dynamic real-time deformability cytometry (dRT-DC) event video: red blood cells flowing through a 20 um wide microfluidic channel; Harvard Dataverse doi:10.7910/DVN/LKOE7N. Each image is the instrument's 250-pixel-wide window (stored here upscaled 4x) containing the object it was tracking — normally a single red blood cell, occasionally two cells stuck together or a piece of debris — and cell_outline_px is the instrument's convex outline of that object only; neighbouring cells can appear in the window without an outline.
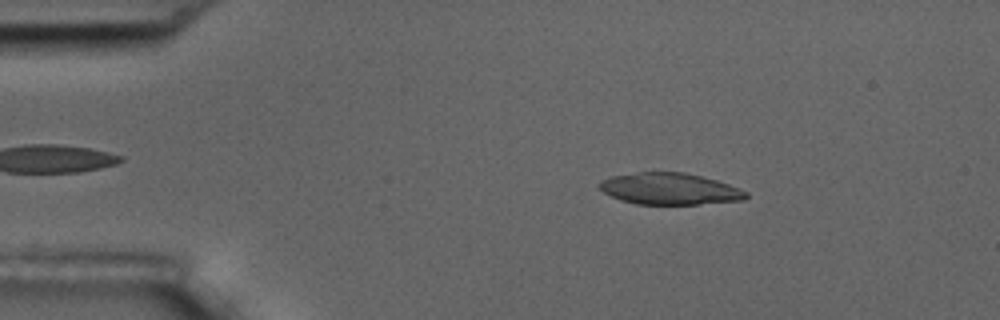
{"species": "common noctule bat (a hibernating species)", "species_latin": "Nyctalus noctula", "temperature_condition": "room temperature", "stored_images_in_passage": 4, "camera_frame_rate_fps": 3000, "um_per_image_px": 0.085, "animal": {"sex": "male", "body_mass_g": 17.5, "forearm_length_mm": 52.3}, "frame": {"image": 1, "passage_image": 2, "time_ms": 1.333, "image_size_px": [1000, 320], "cell_outline_px": [[748, 196], [744, 200], [696, 204], [636, 204], [620, 200], [604, 192], [596, 184], [600, 180], [612, 176], [636, 172], [684, 172], [716, 180], [728, 184], [748, 192]], "centroid_in_image_um": [56.89, 16.05], "position_along_channel_um": 28.1, "area_um2": 26.93}}